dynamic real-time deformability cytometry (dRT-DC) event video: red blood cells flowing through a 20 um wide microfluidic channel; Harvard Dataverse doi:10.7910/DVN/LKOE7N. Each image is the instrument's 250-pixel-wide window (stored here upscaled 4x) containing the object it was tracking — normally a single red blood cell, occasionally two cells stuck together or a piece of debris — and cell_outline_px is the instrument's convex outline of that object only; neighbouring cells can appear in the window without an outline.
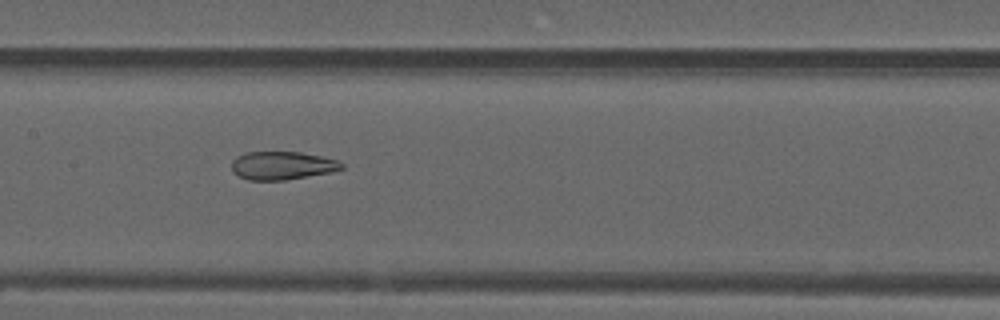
{"species": "common noctule bat (a hibernating species)", "species_latin": "Nyctalus noctula", "temperature_condition": "warm", "stored_images_in_passage": 37, "camera_frame_rate_fps": 3000, "um_per_image_px": 0.085, "animal": {"sex": "male", "forearm_length_mm": 52.5}, "frame": {"image": 1, "passage_image": 10, "time_ms": 3.0, "image_size_px": [1000, 320], "cell_outline_px": [[344, 168], [332, 172], [284, 180], [248, 180], [232, 172], [232, 160], [236, 156], [244, 152], [300, 152], [320, 156], [336, 160], [344, 164]], "centroid_in_image_um": [23.96, 14.07], "position_along_channel_um": 183.4, "area_um2": 18.09}}
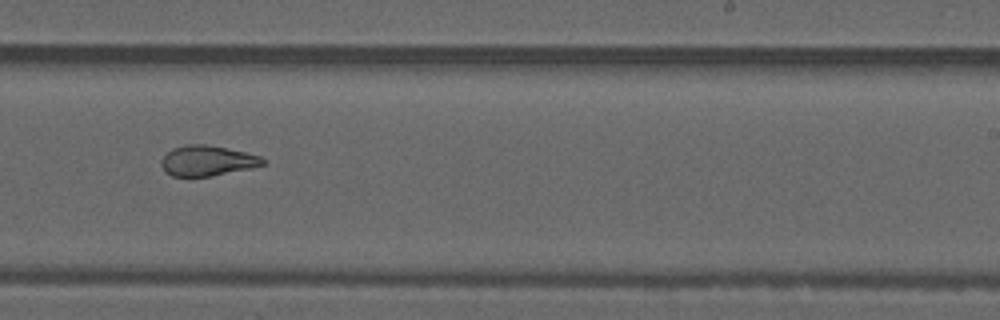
{"frame": {"image": 2, "passage_image": 17, "time_ms": 5.333, "image_size_px": [1000, 320], "cell_outline_px": [[268, 160], [264, 164], [252, 168], [212, 176], [172, 176], [164, 172], [160, 164], [160, 160], [172, 148], [188, 144], [204, 144], [244, 152], [260, 156]], "centroid_in_image_um": [17.6, 13.67], "position_along_channel_um": 271.4, "area_um2": 17.98}}
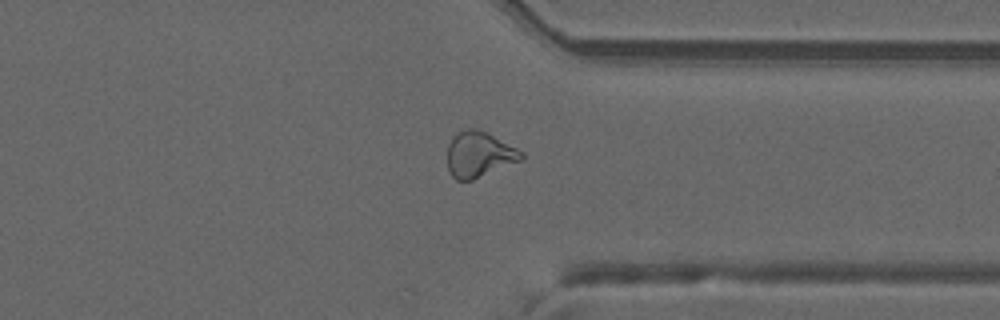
{"frame": {"image": 3, "passage_image": 25, "time_ms": 8.0, "image_size_px": [1000, 320], "cell_outline_px": [[524, 156], [520, 160], [472, 180], [456, 180], [448, 172], [448, 144], [452, 136], [456, 132], [468, 128], [476, 128], [488, 132], [524, 152]], "centroid_in_image_um": [40.69, 13.1], "position_along_channel_um": 370.7, "area_um2": 19.71}, "authors_computed_cell_mechanics": {"area_um2": 19.4786, "velocity_mm_per_s": 3.7907, "shape_relaxation_time_tau1_ms": null, "shape_relaxation_time_tau2_ms": 1.3365, "deformation_change_tau1": null, "deformation_change_tau2": 0.0894}}